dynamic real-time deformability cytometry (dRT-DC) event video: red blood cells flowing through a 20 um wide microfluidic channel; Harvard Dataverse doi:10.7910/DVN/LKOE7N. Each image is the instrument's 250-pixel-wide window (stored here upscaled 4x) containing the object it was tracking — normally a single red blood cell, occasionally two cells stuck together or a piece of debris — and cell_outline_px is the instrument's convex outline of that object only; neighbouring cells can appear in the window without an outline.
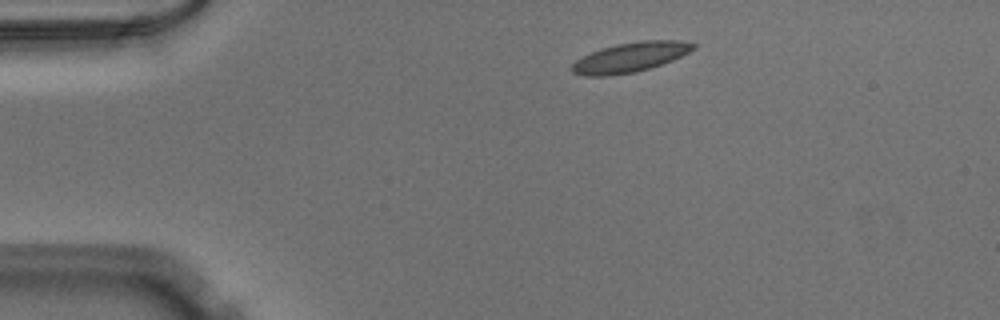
{"species": "Egyptian fruit bat (a non-hibernating species)", "species_latin": "Rousettus aegyptiacus", "temperature_condition": "warm", "stored_images_in_passage": 43, "camera_frame_rate_fps": 3000, "um_per_image_px": 0.085, "animal": {"sex": "male"}, "frame": {"image": 1, "passage_image": 1, "time_ms": 0.0, "image_size_px": [1000, 320], "cell_outline_px": [[696, 48], [672, 60], [636, 72], [608, 76], [584, 76], [572, 72], [572, 64], [576, 60], [592, 52], [616, 44], [640, 40], [680, 40], [696, 44]], "centroid_in_image_um": [53.58, 4.86], "position_along_channel_um": 31.4, "area_um2": 20.81}}
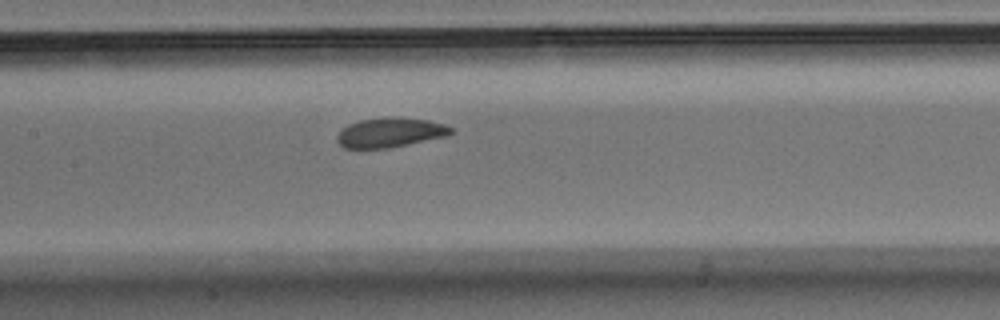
{"frame": {"image": 2, "passage_image": 16, "time_ms": 5.0, "image_size_px": [1000, 320], "cell_outline_px": [[456, 132], [444, 136], [388, 148], [344, 148], [336, 140], [336, 136], [348, 124], [360, 120], [388, 116], [392, 116], [428, 120], [444, 124], [452, 128]], "centroid_in_image_um": [33.15, 11.25], "position_along_channel_um": 174.2, "area_um2": 19.54}}
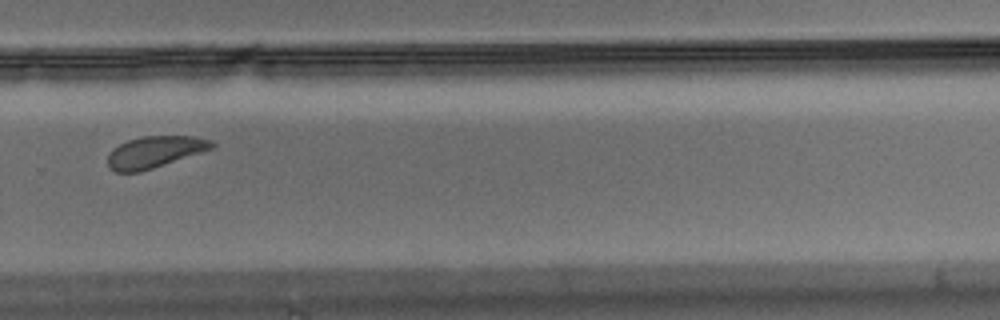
{"frame": {"image": 3, "passage_image": 27, "time_ms": 8.667, "image_size_px": [1000, 320], "cell_outline_px": [[216, 148], [140, 172], [116, 172], [108, 168], [108, 156], [112, 148], [128, 140], [144, 136], [192, 136], [212, 140], [216, 144]], "centroid_in_image_um": [13.18, 12.92], "position_along_channel_um": 316.6, "area_um2": 19.31}}